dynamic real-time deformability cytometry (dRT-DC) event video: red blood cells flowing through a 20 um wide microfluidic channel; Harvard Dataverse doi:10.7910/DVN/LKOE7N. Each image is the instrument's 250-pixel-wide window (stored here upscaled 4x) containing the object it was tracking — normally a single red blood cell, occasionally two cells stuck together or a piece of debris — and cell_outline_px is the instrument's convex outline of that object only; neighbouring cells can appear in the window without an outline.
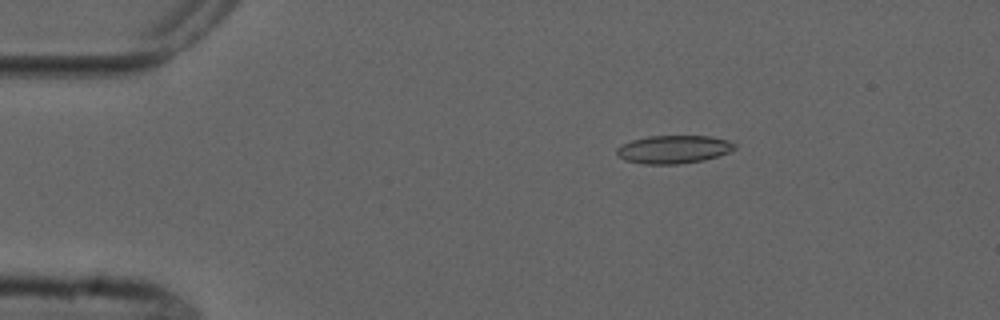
{"species": "common noctule bat (a hibernating species)", "species_latin": "Nyctalus noctula", "temperature_condition": "cold", "stored_images_in_passage": 5, "camera_frame_rate_fps": 3000, "um_per_image_px": 0.085, "animal": {"sex": "male", "forearm_length_mm": 52.5}, "frame": {"image": 1, "passage_image": 3, "time_ms": 2.333, "image_size_px": [1000, 320], "cell_outline_px": [[736, 148], [728, 152], [704, 160], [680, 164], [644, 164], [624, 160], [616, 152], [616, 148], [632, 140], [648, 136], [708, 136], [728, 140], [736, 144]], "centroid_in_image_um": [57.26, 12.7], "position_along_channel_um": 27.7, "area_um2": 19.19}}
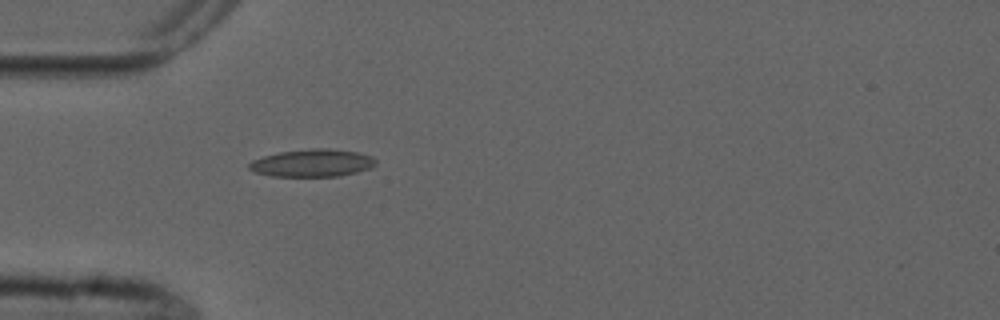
{"frame": {"image": 2, "passage_image": 5, "time_ms": 4.667, "image_size_px": [1000, 320], "cell_outline_px": [[376, 164], [372, 168], [340, 176], [272, 176], [256, 172], [248, 168], [248, 164], [252, 160], [264, 156], [280, 152], [312, 148], [328, 148], [356, 152], [372, 156], [376, 160]], "centroid_in_image_um": [26.57, 13.85], "position_along_channel_um": 58.4, "area_um2": 20.29}}